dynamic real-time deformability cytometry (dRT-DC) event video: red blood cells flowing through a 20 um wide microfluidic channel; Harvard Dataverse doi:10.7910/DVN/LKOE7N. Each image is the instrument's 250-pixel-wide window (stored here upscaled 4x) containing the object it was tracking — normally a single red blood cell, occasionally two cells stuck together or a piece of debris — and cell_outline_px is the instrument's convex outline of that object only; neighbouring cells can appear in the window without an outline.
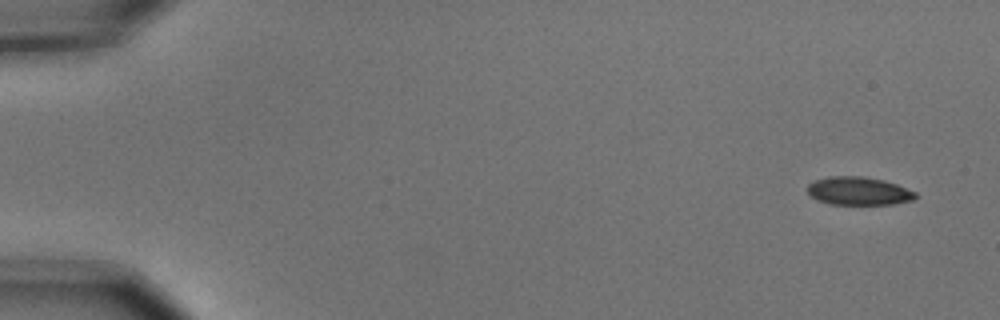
{"species": "common noctule bat (a hibernating species)", "species_latin": "Nyctalus noctula", "temperature_condition": "cold", "stored_images_in_passage": 6, "segment_of_instrument_passage": [2, 2], "camera_frame_rate_fps": 3000, "um_per_image_px": 0.085, "animal": {"sex": "male", "body_mass_g": 15.6}, "frame": {"image": 1, "passage_image": 6, "time_ms": 1.667, "image_size_px": [1000, 320], "cell_outline_px": [[920, 196], [912, 200], [892, 204], [832, 204], [816, 200], [808, 192], [808, 184], [816, 180], [828, 176], [860, 176], [884, 180], [896, 184], [916, 192]], "centroid_in_image_um": [73.0, 16.23], "position_along_channel_um": 12.0, "area_um2": 17.69}}